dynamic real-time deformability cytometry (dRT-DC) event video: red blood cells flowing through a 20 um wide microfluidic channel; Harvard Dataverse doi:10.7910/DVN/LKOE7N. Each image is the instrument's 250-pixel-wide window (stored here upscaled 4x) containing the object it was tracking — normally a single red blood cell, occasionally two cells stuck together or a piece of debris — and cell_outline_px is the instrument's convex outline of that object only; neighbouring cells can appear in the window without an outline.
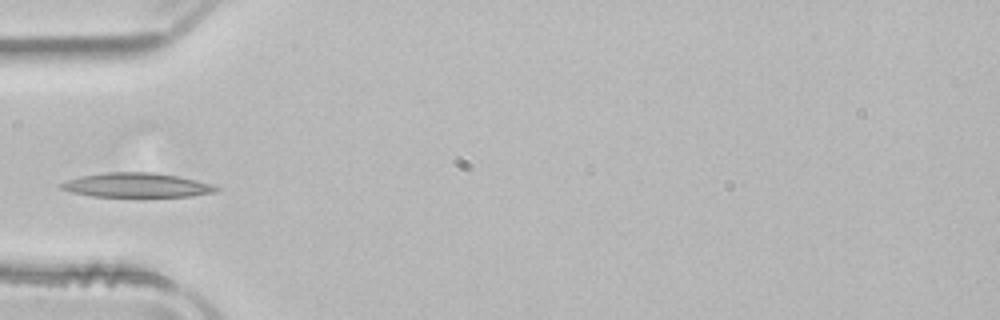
{"species": "common noctule bat (a hibernating species)", "species_latin": "Nyctalus noctula", "temperature_condition": "room temperature", "stored_images_in_passage": 3, "camera_frame_rate_fps": 3000, "um_per_image_px": 0.085, "animal": {"sex": "male", "body_mass_g": 21.5, "forearm_length_mm": 52.0}, "frame": {"image": 1, "passage_image": 3, "time_ms": 0.667, "image_size_px": [1000, 320], "cell_outline_px": [[220, 188], [216, 192], [192, 196], [92, 196], [72, 192], [60, 188], [56, 184], [68, 180], [84, 176], [108, 172], [148, 172], [176, 176], [196, 180], [212, 184]], "centroid_in_image_um": [11.62, 15.74], "position_along_channel_um": 73.4, "area_um2": 21.68}}